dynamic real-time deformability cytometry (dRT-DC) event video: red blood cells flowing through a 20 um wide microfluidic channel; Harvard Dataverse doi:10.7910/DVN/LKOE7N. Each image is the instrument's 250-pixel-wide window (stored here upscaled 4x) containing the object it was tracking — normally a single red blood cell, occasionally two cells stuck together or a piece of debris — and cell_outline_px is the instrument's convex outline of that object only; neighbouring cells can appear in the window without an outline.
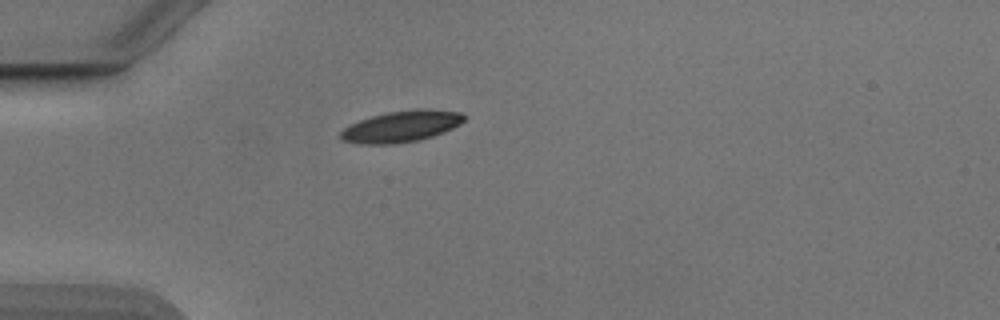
{"species": "Egyptian fruit bat (a non-hibernating species)", "species_latin": "Rousettus aegyptiacus", "temperature_condition": "cold", "stored_images_in_passage": 39, "camera_frame_rate_fps": 3000, "um_per_image_px": 0.085, "animal": {"sex": "male"}, "frame": {"image": 1, "passage_image": 1, "time_ms": 0.0, "image_size_px": [1000, 320], "cell_outline_px": [[464, 120], [460, 124], [444, 132], [432, 136], [416, 140], [392, 144], [360, 144], [340, 140], [340, 132], [344, 128], [360, 120], [372, 116], [388, 112], [416, 108], [428, 108], [460, 112], [464, 116]], "centroid_in_image_um": [34.11, 10.73], "position_along_channel_um": 50.9, "area_um2": 22.48}}
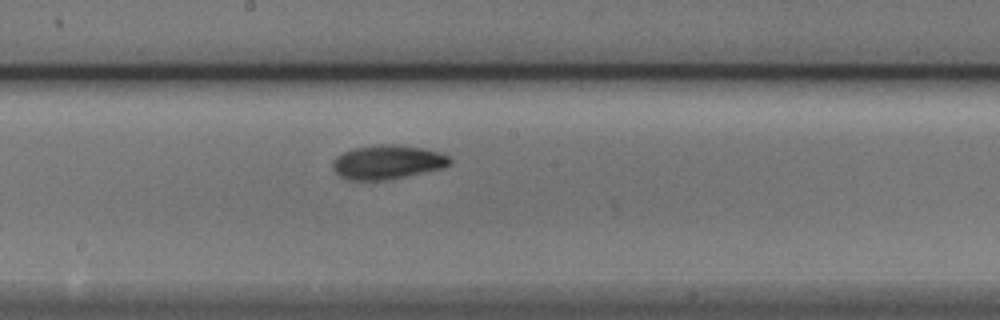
{"frame": {"image": 2, "passage_image": 15, "time_ms": 4.667, "image_size_px": [1000, 320], "cell_outline_px": [[452, 160], [444, 168], [388, 180], [348, 180], [340, 176], [332, 168], [332, 160], [336, 156], [352, 148], [376, 144], [400, 144], [424, 148], [440, 152], [448, 156]], "centroid_in_image_um": [32.92, 13.77], "position_along_channel_um": 215.3, "area_um2": 23.58}}
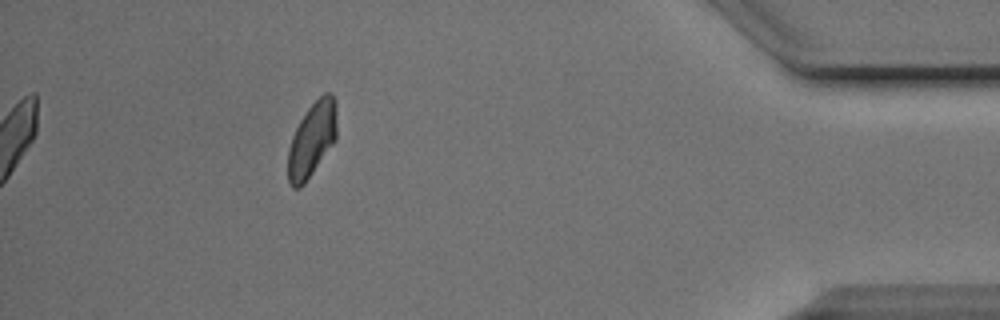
{"frame": {"image": 3, "passage_image": 34, "time_ms": 11.0, "image_size_px": [1000, 320], "cell_outline_px": [[336, 140], [304, 184], [300, 188], [292, 188], [288, 180], [288, 148], [292, 136], [300, 120], [308, 108], [324, 92], [332, 92], [336, 100]], "centroid_in_image_um": [26.52, 11.85], "position_along_channel_um": 408.7, "area_um2": 21.27}, "authors_computed_cell_mechanics": {"area_um2": 21.964, "velocity_mm_per_s": 3.85, "shape_relaxation_time_tau1_ms": 2.3736, "shape_relaxation_time_tau2_ms": 3.7264, "deformation_change_tau1": 0.1006, "deformation_change_tau2": 0.0744}}